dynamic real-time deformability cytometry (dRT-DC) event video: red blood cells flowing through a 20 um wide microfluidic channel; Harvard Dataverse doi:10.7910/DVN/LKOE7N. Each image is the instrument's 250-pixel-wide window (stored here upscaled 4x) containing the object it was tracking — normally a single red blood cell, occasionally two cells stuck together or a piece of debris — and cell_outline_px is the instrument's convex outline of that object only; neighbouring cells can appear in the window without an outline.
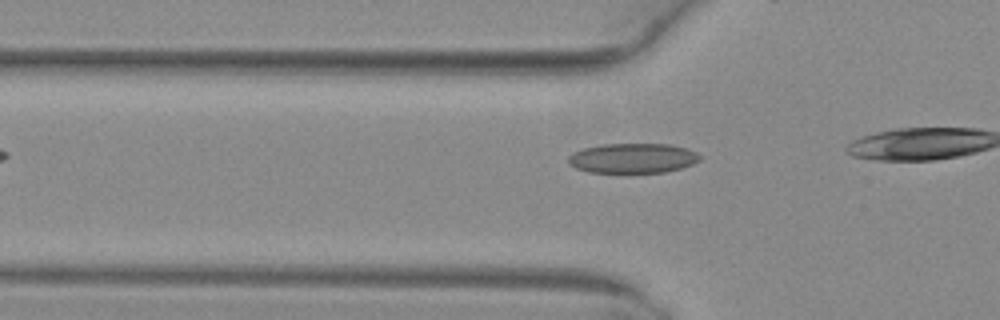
{"species": "common noctule bat (a hibernating species)", "species_latin": "Nyctalus noctula", "temperature_condition": "warm", "stored_images_in_passage": 4, "camera_frame_rate_fps": 3000, "um_per_image_px": 0.085, "animal": {"sex": "female", "body_mass_g": 29.2, "forearm_length_mm": 56.3}, "frame": {"image": 1, "passage_image": 4, "time_ms": 1.0, "image_size_px": [1000, 320], "cell_outline_px": [[700, 160], [692, 164], [680, 168], [664, 172], [588, 172], [576, 168], [568, 164], [568, 156], [572, 152], [584, 148], [604, 144], [668, 144], [684, 148], [696, 152], [700, 156]], "centroid_in_image_um": [53.74, 13.44], "position_along_channel_um": 72.1, "area_um2": 22.72}}